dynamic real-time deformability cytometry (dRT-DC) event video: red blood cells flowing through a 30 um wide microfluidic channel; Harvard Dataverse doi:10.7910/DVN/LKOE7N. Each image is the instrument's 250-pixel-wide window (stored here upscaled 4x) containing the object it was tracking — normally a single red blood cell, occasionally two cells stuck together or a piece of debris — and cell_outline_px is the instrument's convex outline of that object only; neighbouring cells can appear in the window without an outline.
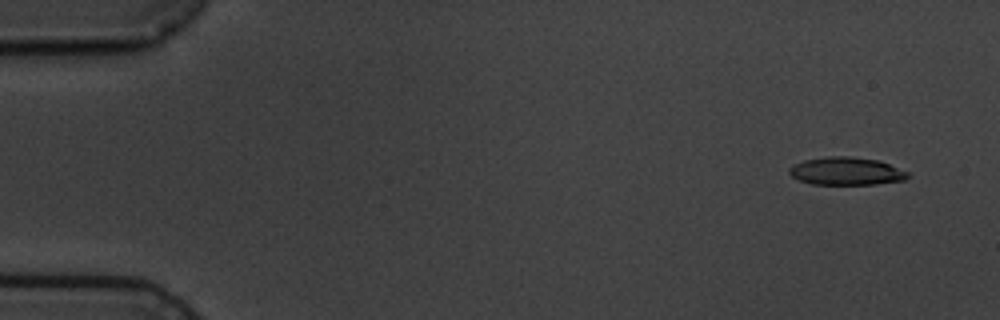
{"species": "common noctule bat (a hibernating species)", "species_latin": "Nyctalus noctula", "temperature_condition": "cold", "stored_images_in_passage": 5, "camera_frame_rate_fps": 3000, "um_per_image_px": 0.085, "animal": {"sex": "male", "body_mass_g": 19.5, "forearm_length_mm": 54.6}, "frame": {"image": 1, "passage_image": 1, "time_ms": 0.0, "image_size_px": [1000, 320], "cell_outline_px": [[912, 176], [904, 180], [876, 184], [812, 184], [800, 180], [792, 176], [788, 172], [788, 168], [804, 160], [828, 156], [848, 156], [880, 160], [908, 172]], "centroid_in_image_um": [71.96, 14.54], "position_along_channel_um": 13.0, "area_um2": 19.25}}